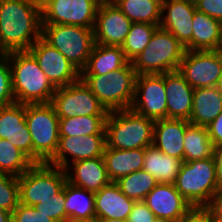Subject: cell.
I'll return each mask as SVG.
<instances>
[{
    "label": "cell",
    "mask_w": 222,
    "mask_h": 222,
    "mask_svg": "<svg viewBox=\"0 0 222 222\" xmlns=\"http://www.w3.org/2000/svg\"><path fill=\"white\" fill-rule=\"evenodd\" d=\"M101 2H113L114 0H100Z\"/></svg>",
    "instance_id": "cell-53"
},
{
    "label": "cell",
    "mask_w": 222,
    "mask_h": 222,
    "mask_svg": "<svg viewBox=\"0 0 222 222\" xmlns=\"http://www.w3.org/2000/svg\"><path fill=\"white\" fill-rule=\"evenodd\" d=\"M41 6L36 0H0V52L28 51L41 37Z\"/></svg>",
    "instance_id": "cell-1"
},
{
    "label": "cell",
    "mask_w": 222,
    "mask_h": 222,
    "mask_svg": "<svg viewBox=\"0 0 222 222\" xmlns=\"http://www.w3.org/2000/svg\"><path fill=\"white\" fill-rule=\"evenodd\" d=\"M211 222H222V189L219 190L205 207Z\"/></svg>",
    "instance_id": "cell-42"
},
{
    "label": "cell",
    "mask_w": 222,
    "mask_h": 222,
    "mask_svg": "<svg viewBox=\"0 0 222 222\" xmlns=\"http://www.w3.org/2000/svg\"><path fill=\"white\" fill-rule=\"evenodd\" d=\"M48 0H36V2L42 7Z\"/></svg>",
    "instance_id": "cell-52"
},
{
    "label": "cell",
    "mask_w": 222,
    "mask_h": 222,
    "mask_svg": "<svg viewBox=\"0 0 222 222\" xmlns=\"http://www.w3.org/2000/svg\"><path fill=\"white\" fill-rule=\"evenodd\" d=\"M183 161L162 153L153 145L145 148L142 169L150 173L158 183H174Z\"/></svg>",
    "instance_id": "cell-27"
},
{
    "label": "cell",
    "mask_w": 222,
    "mask_h": 222,
    "mask_svg": "<svg viewBox=\"0 0 222 222\" xmlns=\"http://www.w3.org/2000/svg\"><path fill=\"white\" fill-rule=\"evenodd\" d=\"M107 116H75L59 119V136L106 134Z\"/></svg>",
    "instance_id": "cell-32"
},
{
    "label": "cell",
    "mask_w": 222,
    "mask_h": 222,
    "mask_svg": "<svg viewBox=\"0 0 222 222\" xmlns=\"http://www.w3.org/2000/svg\"><path fill=\"white\" fill-rule=\"evenodd\" d=\"M153 222H176V221L165 219V218H162V217H155Z\"/></svg>",
    "instance_id": "cell-48"
},
{
    "label": "cell",
    "mask_w": 222,
    "mask_h": 222,
    "mask_svg": "<svg viewBox=\"0 0 222 222\" xmlns=\"http://www.w3.org/2000/svg\"><path fill=\"white\" fill-rule=\"evenodd\" d=\"M15 102L8 53L0 55V106Z\"/></svg>",
    "instance_id": "cell-38"
},
{
    "label": "cell",
    "mask_w": 222,
    "mask_h": 222,
    "mask_svg": "<svg viewBox=\"0 0 222 222\" xmlns=\"http://www.w3.org/2000/svg\"><path fill=\"white\" fill-rule=\"evenodd\" d=\"M50 103L59 119L108 115V111L81 79L73 84L58 87Z\"/></svg>",
    "instance_id": "cell-10"
},
{
    "label": "cell",
    "mask_w": 222,
    "mask_h": 222,
    "mask_svg": "<svg viewBox=\"0 0 222 222\" xmlns=\"http://www.w3.org/2000/svg\"><path fill=\"white\" fill-rule=\"evenodd\" d=\"M154 123L131 108L110 111L105 122L106 147L136 149L151 146Z\"/></svg>",
    "instance_id": "cell-3"
},
{
    "label": "cell",
    "mask_w": 222,
    "mask_h": 222,
    "mask_svg": "<svg viewBox=\"0 0 222 222\" xmlns=\"http://www.w3.org/2000/svg\"><path fill=\"white\" fill-rule=\"evenodd\" d=\"M216 87L222 92V72H221V75L219 77V80H218V83H217Z\"/></svg>",
    "instance_id": "cell-50"
},
{
    "label": "cell",
    "mask_w": 222,
    "mask_h": 222,
    "mask_svg": "<svg viewBox=\"0 0 222 222\" xmlns=\"http://www.w3.org/2000/svg\"><path fill=\"white\" fill-rule=\"evenodd\" d=\"M97 222H128V220L124 219H96Z\"/></svg>",
    "instance_id": "cell-47"
},
{
    "label": "cell",
    "mask_w": 222,
    "mask_h": 222,
    "mask_svg": "<svg viewBox=\"0 0 222 222\" xmlns=\"http://www.w3.org/2000/svg\"><path fill=\"white\" fill-rule=\"evenodd\" d=\"M115 183L128 198L143 201L158 181L150 173L141 169L119 178Z\"/></svg>",
    "instance_id": "cell-33"
},
{
    "label": "cell",
    "mask_w": 222,
    "mask_h": 222,
    "mask_svg": "<svg viewBox=\"0 0 222 222\" xmlns=\"http://www.w3.org/2000/svg\"><path fill=\"white\" fill-rule=\"evenodd\" d=\"M65 210L68 219L91 220L96 219L95 193L81 187L65 184Z\"/></svg>",
    "instance_id": "cell-29"
},
{
    "label": "cell",
    "mask_w": 222,
    "mask_h": 222,
    "mask_svg": "<svg viewBox=\"0 0 222 222\" xmlns=\"http://www.w3.org/2000/svg\"><path fill=\"white\" fill-rule=\"evenodd\" d=\"M100 0H48L41 7L42 24L94 28Z\"/></svg>",
    "instance_id": "cell-12"
},
{
    "label": "cell",
    "mask_w": 222,
    "mask_h": 222,
    "mask_svg": "<svg viewBox=\"0 0 222 222\" xmlns=\"http://www.w3.org/2000/svg\"><path fill=\"white\" fill-rule=\"evenodd\" d=\"M0 138L9 140L33 162V142L25 119V104L0 106Z\"/></svg>",
    "instance_id": "cell-18"
},
{
    "label": "cell",
    "mask_w": 222,
    "mask_h": 222,
    "mask_svg": "<svg viewBox=\"0 0 222 222\" xmlns=\"http://www.w3.org/2000/svg\"><path fill=\"white\" fill-rule=\"evenodd\" d=\"M15 102L20 104L50 103L56 87L39 67L29 51L8 53Z\"/></svg>",
    "instance_id": "cell-2"
},
{
    "label": "cell",
    "mask_w": 222,
    "mask_h": 222,
    "mask_svg": "<svg viewBox=\"0 0 222 222\" xmlns=\"http://www.w3.org/2000/svg\"><path fill=\"white\" fill-rule=\"evenodd\" d=\"M191 123L183 119L164 118L156 120L152 145L162 153L181 159L184 157V135Z\"/></svg>",
    "instance_id": "cell-22"
},
{
    "label": "cell",
    "mask_w": 222,
    "mask_h": 222,
    "mask_svg": "<svg viewBox=\"0 0 222 222\" xmlns=\"http://www.w3.org/2000/svg\"><path fill=\"white\" fill-rule=\"evenodd\" d=\"M221 31L220 21L196 10L193 17L192 50H217Z\"/></svg>",
    "instance_id": "cell-28"
},
{
    "label": "cell",
    "mask_w": 222,
    "mask_h": 222,
    "mask_svg": "<svg viewBox=\"0 0 222 222\" xmlns=\"http://www.w3.org/2000/svg\"><path fill=\"white\" fill-rule=\"evenodd\" d=\"M217 50L222 54V31H221V40H220V44H219V47H218Z\"/></svg>",
    "instance_id": "cell-51"
},
{
    "label": "cell",
    "mask_w": 222,
    "mask_h": 222,
    "mask_svg": "<svg viewBox=\"0 0 222 222\" xmlns=\"http://www.w3.org/2000/svg\"><path fill=\"white\" fill-rule=\"evenodd\" d=\"M155 215L143 201H135L128 222H153Z\"/></svg>",
    "instance_id": "cell-41"
},
{
    "label": "cell",
    "mask_w": 222,
    "mask_h": 222,
    "mask_svg": "<svg viewBox=\"0 0 222 222\" xmlns=\"http://www.w3.org/2000/svg\"><path fill=\"white\" fill-rule=\"evenodd\" d=\"M176 222H211V219L205 208H192Z\"/></svg>",
    "instance_id": "cell-44"
},
{
    "label": "cell",
    "mask_w": 222,
    "mask_h": 222,
    "mask_svg": "<svg viewBox=\"0 0 222 222\" xmlns=\"http://www.w3.org/2000/svg\"><path fill=\"white\" fill-rule=\"evenodd\" d=\"M65 222H97L96 219H91V220H73V219H68Z\"/></svg>",
    "instance_id": "cell-49"
},
{
    "label": "cell",
    "mask_w": 222,
    "mask_h": 222,
    "mask_svg": "<svg viewBox=\"0 0 222 222\" xmlns=\"http://www.w3.org/2000/svg\"><path fill=\"white\" fill-rule=\"evenodd\" d=\"M167 97V118L189 121L193 105V87L179 73H164Z\"/></svg>",
    "instance_id": "cell-20"
},
{
    "label": "cell",
    "mask_w": 222,
    "mask_h": 222,
    "mask_svg": "<svg viewBox=\"0 0 222 222\" xmlns=\"http://www.w3.org/2000/svg\"><path fill=\"white\" fill-rule=\"evenodd\" d=\"M145 148L115 149L105 147L103 159L112 182L141 170L144 163Z\"/></svg>",
    "instance_id": "cell-24"
},
{
    "label": "cell",
    "mask_w": 222,
    "mask_h": 222,
    "mask_svg": "<svg viewBox=\"0 0 222 222\" xmlns=\"http://www.w3.org/2000/svg\"><path fill=\"white\" fill-rule=\"evenodd\" d=\"M196 10L222 23V0H194Z\"/></svg>",
    "instance_id": "cell-40"
},
{
    "label": "cell",
    "mask_w": 222,
    "mask_h": 222,
    "mask_svg": "<svg viewBox=\"0 0 222 222\" xmlns=\"http://www.w3.org/2000/svg\"><path fill=\"white\" fill-rule=\"evenodd\" d=\"M65 185L64 188L54 198H47L40 201L33 207L52 218L56 222H65L68 220L65 210Z\"/></svg>",
    "instance_id": "cell-37"
},
{
    "label": "cell",
    "mask_w": 222,
    "mask_h": 222,
    "mask_svg": "<svg viewBox=\"0 0 222 222\" xmlns=\"http://www.w3.org/2000/svg\"><path fill=\"white\" fill-rule=\"evenodd\" d=\"M194 0H163L160 27L172 33L185 47L192 50Z\"/></svg>",
    "instance_id": "cell-17"
},
{
    "label": "cell",
    "mask_w": 222,
    "mask_h": 222,
    "mask_svg": "<svg viewBox=\"0 0 222 222\" xmlns=\"http://www.w3.org/2000/svg\"><path fill=\"white\" fill-rule=\"evenodd\" d=\"M131 109L153 121L167 118L164 74L137 75Z\"/></svg>",
    "instance_id": "cell-13"
},
{
    "label": "cell",
    "mask_w": 222,
    "mask_h": 222,
    "mask_svg": "<svg viewBox=\"0 0 222 222\" xmlns=\"http://www.w3.org/2000/svg\"><path fill=\"white\" fill-rule=\"evenodd\" d=\"M105 147L106 134L60 136L55 155L47 163L66 169L79 160L103 157Z\"/></svg>",
    "instance_id": "cell-15"
},
{
    "label": "cell",
    "mask_w": 222,
    "mask_h": 222,
    "mask_svg": "<svg viewBox=\"0 0 222 222\" xmlns=\"http://www.w3.org/2000/svg\"><path fill=\"white\" fill-rule=\"evenodd\" d=\"M41 37L60 51L80 72L95 45L92 28L65 24H42Z\"/></svg>",
    "instance_id": "cell-8"
},
{
    "label": "cell",
    "mask_w": 222,
    "mask_h": 222,
    "mask_svg": "<svg viewBox=\"0 0 222 222\" xmlns=\"http://www.w3.org/2000/svg\"><path fill=\"white\" fill-rule=\"evenodd\" d=\"M213 158L215 161L218 184L222 189V144L214 146Z\"/></svg>",
    "instance_id": "cell-45"
},
{
    "label": "cell",
    "mask_w": 222,
    "mask_h": 222,
    "mask_svg": "<svg viewBox=\"0 0 222 222\" xmlns=\"http://www.w3.org/2000/svg\"><path fill=\"white\" fill-rule=\"evenodd\" d=\"M222 112V92L216 87L195 88L189 122L193 125H209Z\"/></svg>",
    "instance_id": "cell-25"
},
{
    "label": "cell",
    "mask_w": 222,
    "mask_h": 222,
    "mask_svg": "<svg viewBox=\"0 0 222 222\" xmlns=\"http://www.w3.org/2000/svg\"><path fill=\"white\" fill-rule=\"evenodd\" d=\"M19 203L18 177L0 173V207L12 213Z\"/></svg>",
    "instance_id": "cell-36"
},
{
    "label": "cell",
    "mask_w": 222,
    "mask_h": 222,
    "mask_svg": "<svg viewBox=\"0 0 222 222\" xmlns=\"http://www.w3.org/2000/svg\"><path fill=\"white\" fill-rule=\"evenodd\" d=\"M33 164L18 147L0 138V173L19 177Z\"/></svg>",
    "instance_id": "cell-34"
},
{
    "label": "cell",
    "mask_w": 222,
    "mask_h": 222,
    "mask_svg": "<svg viewBox=\"0 0 222 222\" xmlns=\"http://www.w3.org/2000/svg\"><path fill=\"white\" fill-rule=\"evenodd\" d=\"M131 25V20L113 2H101L93 28L95 44L122 46Z\"/></svg>",
    "instance_id": "cell-16"
},
{
    "label": "cell",
    "mask_w": 222,
    "mask_h": 222,
    "mask_svg": "<svg viewBox=\"0 0 222 222\" xmlns=\"http://www.w3.org/2000/svg\"><path fill=\"white\" fill-rule=\"evenodd\" d=\"M25 119L33 142V163H47L59 142V117L51 103L25 104Z\"/></svg>",
    "instance_id": "cell-7"
},
{
    "label": "cell",
    "mask_w": 222,
    "mask_h": 222,
    "mask_svg": "<svg viewBox=\"0 0 222 222\" xmlns=\"http://www.w3.org/2000/svg\"><path fill=\"white\" fill-rule=\"evenodd\" d=\"M183 147V162L213 157L214 145L209 138L207 128L204 126L190 124L185 131Z\"/></svg>",
    "instance_id": "cell-31"
},
{
    "label": "cell",
    "mask_w": 222,
    "mask_h": 222,
    "mask_svg": "<svg viewBox=\"0 0 222 222\" xmlns=\"http://www.w3.org/2000/svg\"><path fill=\"white\" fill-rule=\"evenodd\" d=\"M137 73L132 62L104 75H80L104 108L110 111L129 109L135 96Z\"/></svg>",
    "instance_id": "cell-4"
},
{
    "label": "cell",
    "mask_w": 222,
    "mask_h": 222,
    "mask_svg": "<svg viewBox=\"0 0 222 222\" xmlns=\"http://www.w3.org/2000/svg\"><path fill=\"white\" fill-rule=\"evenodd\" d=\"M11 222H56L42 212L37 211L33 206H26L21 203L12 212Z\"/></svg>",
    "instance_id": "cell-39"
},
{
    "label": "cell",
    "mask_w": 222,
    "mask_h": 222,
    "mask_svg": "<svg viewBox=\"0 0 222 222\" xmlns=\"http://www.w3.org/2000/svg\"><path fill=\"white\" fill-rule=\"evenodd\" d=\"M185 52L175 36L159 26L147 47L131 62L137 75L164 74L178 71Z\"/></svg>",
    "instance_id": "cell-6"
},
{
    "label": "cell",
    "mask_w": 222,
    "mask_h": 222,
    "mask_svg": "<svg viewBox=\"0 0 222 222\" xmlns=\"http://www.w3.org/2000/svg\"><path fill=\"white\" fill-rule=\"evenodd\" d=\"M126 58L121 46L95 44L81 75H104L125 66Z\"/></svg>",
    "instance_id": "cell-26"
},
{
    "label": "cell",
    "mask_w": 222,
    "mask_h": 222,
    "mask_svg": "<svg viewBox=\"0 0 222 222\" xmlns=\"http://www.w3.org/2000/svg\"><path fill=\"white\" fill-rule=\"evenodd\" d=\"M135 200L128 198L115 182L95 192L96 219L127 220Z\"/></svg>",
    "instance_id": "cell-23"
},
{
    "label": "cell",
    "mask_w": 222,
    "mask_h": 222,
    "mask_svg": "<svg viewBox=\"0 0 222 222\" xmlns=\"http://www.w3.org/2000/svg\"><path fill=\"white\" fill-rule=\"evenodd\" d=\"M20 203L26 206L54 198L67 182L65 169L48 163L33 164L18 177Z\"/></svg>",
    "instance_id": "cell-9"
},
{
    "label": "cell",
    "mask_w": 222,
    "mask_h": 222,
    "mask_svg": "<svg viewBox=\"0 0 222 222\" xmlns=\"http://www.w3.org/2000/svg\"><path fill=\"white\" fill-rule=\"evenodd\" d=\"M174 185L193 208H205L221 190L214 158L183 162Z\"/></svg>",
    "instance_id": "cell-5"
},
{
    "label": "cell",
    "mask_w": 222,
    "mask_h": 222,
    "mask_svg": "<svg viewBox=\"0 0 222 222\" xmlns=\"http://www.w3.org/2000/svg\"><path fill=\"white\" fill-rule=\"evenodd\" d=\"M28 51L34 56L43 73L56 88L80 80L81 72L42 37Z\"/></svg>",
    "instance_id": "cell-14"
},
{
    "label": "cell",
    "mask_w": 222,
    "mask_h": 222,
    "mask_svg": "<svg viewBox=\"0 0 222 222\" xmlns=\"http://www.w3.org/2000/svg\"><path fill=\"white\" fill-rule=\"evenodd\" d=\"M209 138L214 146L222 144V112L209 125L206 126Z\"/></svg>",
    "instance_id": "cell-43"
},
{
    "label": "cell",
    "mask_w": 222,
    "mask_h": 222,
    "mask_svg": "<svg viewBox=\"0 0 222 222\" xmlns=\"http://www.w3.org/2000/svg\"><path fill=\"white\" fill-rule=\"evenodd\" d=\"M11 220H12V213L0 207V222H11Z\"/></svg>",
    "instance_id": "cell-46"
},
{
    "label": "cell",
    "mask_w": 222,
    "mask_h": 222,
    "mask_svg": "<svg viewBox=\"0 0 222 222\" xmlns=\"http://www.w3.org/2000/svg\"><path fill=\"white\" fill-rule=\"evenodd\" d=\"M159 26L149 23H132L130 31L121 46L126 58L130 62L147 47Z\"/></svg>",
    "instance_id": "cell-35"
},
{
    "label": "cell",
    "mask_w": 222,
    "mask_h": 222,
    "mask_svg": "<svg viewBox=\"0 0 222 222\" xmlns=\"http://www.w3.org/2000/svg\"><path fill=\"white\" fill-rule=\"evenodd\" d=\"M70 165L65 171L67 181L72 185L95 193L112 182L103 157L83 159Z\"/></svg>",
    "instance_id": "cell-21"
},
{
    "label": "cell",
    "mask_w": 222,
    "mask_h": 222,
    "mask_svg": "<svg viewBox=\"0 0 222 222\" xmlns=\"http://www.w3.org/2000/svg\"><path fill=\"white\" fill-rule=\"evenodd\" d=\"M113 3L132 23L160 25L162 2L160 0H114Z\"/></svg>",
    "instance_id": "cell-30"
},
{
    "label": "cell",
    "mask_w": 222,
    "mask_h": 222,
    "mask_svg": "<svg viewBox=\"0 0 222 222\" xmlns=\"http://www.w3.org/2000/svg\"><path fill=\"white\" fill-rule=\"evenodd\" d=\"M178 71L193 89L217 86L222 54L218 50H186Z\"/></svg>",
    "instance_id": "cell-11"
},
{
    "label": "cell",
    "mask_w": 222,
    "mask_h": 222,
    "mask_svg": "<svg viewBox=\"0 0 222 222\" xmlns=\"http://www.w3.org/2000/svg\"><path fill=\"white\" fill-rule=\"evenodd\" d=\"M155 217L178 221L193 207L177 191L174 183H158L143 199Z\"/></svg>",
    "instance_id": "cell-19"
}]
</instances>
